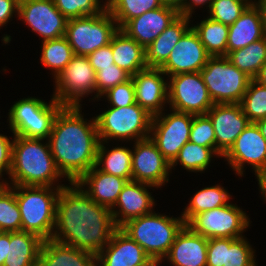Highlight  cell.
Listing matches in <instances>:
<instances>
[{
  "mask_svg": "<svg viewBox=\"0 0 266 266\" xmlns=\"http://www.w3.org/2000/svg\"><path fill=\"white\" fill-rule=\"evenodd\" d=\"M69 184L60 189L52 239L97 255L117 229L111 210L93 201L76 182Z\"/></svg>",
  "mask_w": 266,
  "mask_h": 266,
  "instance_id": "6da1fadb",
  "label": "cell"
},
{
  "mask_svg": "<svg viewBox=\"0 0 266 266\" xmlns=\"http://www.w3.org/2000/svg\"><path fill=\"white\" fill-rule=\"evenodd\" d=\"M80 110L81 106H63L48 138L55 164L70 183L95 166L100 142L95 118L87 122Z\"/></svg>",
  "mask_w": 266,
  "mask_h": 266,
  "instance_id": "7a4b0ae2",
  "label": "cell"
},
{
  "mask_svg": "<svg viewBox=\"0 0 266 266\" xmlns=\"http://www.w3.org/2000/svg\"><path fill=\"white\" fill-rule=\"evenodd\" d=\"M12 148V165L9 186H51L62 174L59 172L51 154L49 142L44 139L27 138L14 135ZM12 184V185H11ZM53 185V186H52Z\"/></svg>",
  "mask_w": 266,
  "mask_h": 266,
  "instance_id": "3957f363",
  "label": "cell"
},
{
  "mask_svg": "<svg viewBox=\"0 0 266 266\" xmlns=\"http://www.w3.org/2000/svg\"><path fill=\"white\" fill-rule=\"evenodd\" d=\"M51 186H15L21 214V231L52 239L56 221V203L64 184ZM54 189V190H53Z\"/></svg>",
  "mask_w": 266,
  "mask_h": 266,
  "instance_id": "277c9868",
  "label": "cell"
},
{
  "mask_svg": "<svg viewBox=\"0 0 266 266\" xmlns=\"http://www.w3.org/2000/svg\"><path fill=\"white\" fill-rule=\"evenodd\" d=\"M185 225L182 216L173 218L152 211L127 221L120 229L160 265Z\"/></svg>",
  "mask_w": 266,
  "mask_h": 266,
  "instance_id": "5b68a950",
  "label": "cell"
},
{
  "mask_svg": "<svg viewBox=\"0 0 266 266\" xmlns=\"http://www.w3.org/2000/svg\"><path fill=\"white\" fill-rule=\"evenodd\" d=\"M152 117L137 103L127 107L111 106L95 117L99 141L134 139L135 142L150 137Z\"/></svg>",
  "mask_w": 266,
  "mask_h": 266,
  "instance_id": "8992f818",
  "label": "cell"
},
{
  "mask_svg": "<svg viewBox=\"0 0 266 266\" xmlns=\"http://www.w3.org/2000/svg\"><path fill=\"white\" fill-rule=\"evenodd\" d=\"M62 107L53 97L49 104L35 97L23 98L10 108L7 119L10 130L13 135L48 140L54 119Z\"/></svg>",
  "mask_w": 266,
  "mask_h": 266,
  "instance_id": "52a82bcc",
  "label": "cell"
},
{
  "mask_svg": "<svg viewBox=\"0 0 266 266\" xmlns=\"http://www.w3.org/2000/svg\"><path fill=\"white\" fill-rule=\"evenodd\" d=\"M200 74L214 104H239L252 80L226 56L210 57Z\"/></svg>",
  "mask_w": 266,
  "mask_h": 266,
  "instance_id": "ba28073f",
  "label": "cell"
},
{
  "mask_svg": "<svg viewBox=\"0 0 266 266\" xmlns=\"http://www.w3.org/2000/svg\"><path fill=\"white\" fill-rule=\"evenodd\" d=\"M118 29L114 17L106 8L99 14L68 19L64 37L74 55L88 56L108 45Z\"/></svg>",
  "mask_w": 266,
  "mask_h": 266,
  "instance_id": "9c48e42d",
  "label": "cell"
},
{
  "mask_svg": "<svg viewBox=\"0 0 266 266\" xmlns=\"http://www.w3.org/2000/svg\"><path fill=\"white\" fill-rule=\"evenodd\" d=\"M250 219L236 204L228 203L222 207L195 215L186 225L206 239L243 237Z\"/></svg>",
  "mask_w": 266,
  "mask_h": 266,
  "instance_id": "30bf717a",
  "label": "cell"
},
{
  "mask_svg": "<svg viewBox=\"0 0 266 266\" xmlns=\"http://www.w3.org/2000/svg\"><path fill=\"white\" fill-rule=\"evenodd\" d=\"M54 82L52 97L63 106H80L81 97L96 92V72L87 56L74 55Z\"/></svg>",
  "mask_w": 266,
  "mask_h": 266,
  "instance_id": "8fae6325",
  "label": "cell"
},
{
  "mask_svg": "<svg viewBox=\"0 0 266 266\" xmlns=\"http://www.w3.org/2000/svg\"><path fill=\"white\" fill-rule=\"evenodd\" d=\"M168 104L171 109L193 115L206 114L214 105L200 72L169 76Z\"/></svg>",
  "mask_w": 266,
  "mask_h": 266,
  "instance_id": "7c38bea8",
  "label": "cell"
},
{
  "mask_svg": "<svg viewBox=\"0 0 266 266\" xmlns=\"http://www.w3.org/2000/svg\"><path fill=\"white\" fill-rule=\"evenodd\" d=\"M170 110L172 112L167 115L162 112L152 117L150 138L171 163L184 144L189 141L194 115Z\"/></svg>",
  "mask_w": 266,
  "mask_h": 266,
  "instance_id": "4fadbf2b",
  "label": "cell"
},
{
  "mask_svg": "<svg viewBox=\"0 0 266 266\" xmlns=\"http://www.w3.org/2000/svg\"><path fill=\"white\" fill-rule=\"evenodd\" d=\"M18 16L43 41L65 35L68 19L56 8L53 0H19Z\"/></svg>",
  "mask_w": 266,
  "mask_h": 266,
  "instance_id": "5bb4252c",
  "label": "cell"
},
{
  "mask_svg": "<svg viewBox=\"0 0 266 266\" xmlns=\"http://www.w3.org/2000/svg\"><path fill=\"white\" fill-rule=\"evenodd\" d=\"M132 150V180L159 188L169 182L170 162L158 150L154 141H135Z\"/></svg>",
  "mask_w": 266,
  "mask_h": 266,
  "instance_id": "9a60e30c",
  "label": "cell"
},
{
  "mask_svg": "<svg viewBox=\"0 0 266 266\" xmlns=\"http://www.w3.org/2000/svg\"><path fill=\"white\" fill-rule=\"evenodd\" d=\"M223 158L240 176L246 163L255 173L266 168V140L256 123L248 124Z\"/></svg>",
  "mask_w": 266,
  "mask_h": 266,
  "instance_id": "2e32d148",
  "label": "cell"
},
{
  "mask_svg": "<svg viewBox=\"0 0 266 266\" xmlns=\"http://www.w3.org/2000/svg\"><path fill=\"white\" fill-rule=\"evenodd\" d=\"M210 57L198 34L190 27L173 47L160 69L168 78L179 73L200 72Z\"/></svg>",
  "mask_w": 266,
  "mask_h": 266,
  "instance_id": "e0dca14e",
  "label": "cell"
},
{
  "mask_svg": "<svg viewBox=\"0 0 266 266\" xmlns=\"http://www.w3.org/2000/svg\"><path fill=\"white\" fill-rule=\"evenodd\" d=\"M212 121L216 138V152L222 158L250 121L240 104H214L206 113Z\"/></svg>",
  "mask_w": 266,
  "mask_h": 266,
  "instance_id": "ac0fdd59",
  "label": "cell"
},
{
  "mask_svg": "<svg viewBox=\"0 0 266 266\" xmlns=\"http://www.w3.org/2000/svg\"><path fill=\"white\" fill-rule=\"evenodd\" d=\"M164 75L160 68L147 67L131 76L136 103L152 116L161 114L168 103V81Z\"/></svg>",
  "mask_w": 266,
  "mask_h": 266,
  "instance_id": "d6986e66",
  "label": "cell"
},
{
  "mask_svg": "<svg viewBox=\"0 0 266 266\" xmlns=\"http://www.w3.org/2000/svg\"><path fill=\"white\" fill-rule=\"evenodd\" d=\"M97 266H158L134 240L117 228L97 254Z\"/></svg>",
  "mask_w": 266,
  "mask_h": 266,
  "instance_id": "ffe728a7",
  "label": "cell"
},
{
  "mask_svg": "<svg viewBox=\"0 0 266 266\" xmlns=\"http://www.w3.org/2000/svg\"><path fill=\"white\" fill-rule=\"evenodd\" d=\"M154 187L138 181H127L118 195L115 205L110 209L114 224L120 228L127 221L149 214L153 211L155 200L146 188ZM119 210L115 209V207ZM115 209V210H114Z\"/></svg>",
  "mask_w": 266,
  "mask_h": 266,
  "instance_id": "44dd1931",
  "label": "cell"
},
{
  "mask_svg": "<svg viewBox=\"0 0 266 266\" xmlns=\"http://www.w3.org/2000/svg\"><path fill=\"white\" fill-rule=\"evenodd\" d=\"M179 16L176 8L162 5L129 20L121 30L147 48Z\"/></svg>",
  "mask_w": 266,
  "mask_h": 266,
  "instance_id": "7402d4cb",
  "label": "cell"
},
{
  "mask_svg": "<svg viewBox=\"0 0 266 266\" xmlns=\"http://www.w3.org/2000/svg\"><path fill=\"white\" fill-rule=\"evenodd\" d=\"M207 246L208 239L185 225L162 261L168 260L173 266H206Z\"/></svg>",
  "mask_w": 266,
  "mask_h": 266,
  "instance_id": "603a6c76",
  "label": "cell"
},
{
  "mask_svg": "<svg viewBox=\"0 0 266 266\" xmlns=\"http://www.w3.org/2000/svg\"><path fill=\"white\" fill-rule=\"evenodd\" d=\"M266 27L260 7L250 4L240 17L229 26L227 39V55L249 44L263 39Z\"/></svg>",
  "mask_w": 266,
  "mask_h": 266,
  "instance_id": "cb8c5ba5",
  "label": "cell"
},
{
  "mask_svg": "<svg viewBox=\"0 0 266 266\" xmlns=\"http://www.w3.org/2000/svg\"><path fill=\"white\" fill-rule=\"evenodd\" d=\"M127 180L100 171L96 166L86 172L76 183L84 189V191L97 204L111 209L122 191Z\"/></svg>",
  "mask_w": 266,
  "mask_h": 266,
  "instance_id": "d4e9b609",
  "label": "cell"
},
{
  "mask_svg": "<svg viewBox=\"0 0 266 266\" xmlns=\"http://www.w3.org/2000/svg\"><path fill=\"white\" fill-rule=\"evenodd\" d=\"M37 266H97V255L54 239L43 240Z\"/></svg>",
  "mask_w": 266,
  "mask_h": 266,
  "instance_id": "484cf974",
  "label": "cell"
},
{
  "mask_svg": "<svg viewBox=\"0 0 266 266\" xmlns=\"http://www.w3.org/2000/svg\"><path fill=\"white\" fill-rule=\"evenodd\" d=\"M191 17L179 15L170 25L145 48V62L148 67L160 68L169 58L173 47L190 28Z\"/></svg>",
  "mask_w": 266,
  "mask_h": 266,
  "instance_id": "4316f807",
  "label": "cell"
},
{
  "mask_svg": "<svg viewBox=\"0 0 266 266\" xmlns=\"http://www.w3.org/2000/svg\"><path fill=\"white\" fill-rule=\"evenodd\" d=\"M110 44L114 64L130 76L148 67L145 62V49L120 28L112 36Z\"/></svg>",
  "mask_w": 266,
  "mask_h": 266,
  "instance_id": "83f0119b",
  "label": "cell"
},
{
  "mask_svg": "<svg viewBox=\"0 0 266 266\" xmlns=\"http://www.w3.org/2000/svg\"><path fill=\"white\" fill-rule=\"evenodd\" d=\"M43 240L36 234L10 232L7 257L3 266H37Z\"/></svg>",
  "mask_w": 266,
  "mask_h": 266,
  "instance_id": "f1b7e54d",
  "label": "cell"
},
{
  "mask_svg": "<svg viewBox=\"0 0 266 266\" xmlns=\"http://www.w3.org/2000/svg\"><path fill=\"white\" fill-rule=\"evenodd\" d=\"M104 145V141H100L98 144L95 166L102 172L131 181L132 150L125 146H116L109 150Z\"/></svg>",
  "mask_w": 266,
  "mask_h": 266,
  "instance_id": "f546056e",
  "label": "cell"
},
{
  "mask_svg": "<svg viewBox=\"0 0 266 266\" xmlns=\"http://www.w3.org/2000/svg\"><path fill=\"white\" fill-rule=\"evenodd\" d=\"M191 27L198 34L200 42L211 57L227 56L228 25L207 17Z\"/></svg>",
  "mask_w": 266,
  "mask_h": 266,
  "instance_id": "4dcf8cb0",
  "label": "cell"
},
{
  "mask_svg": "<svg viewBox=\"0 0 266 266\" xmlns=\"http://www.w3.org/2000/svg\"><path fill=\"white\" fill-rule=\"evenodd\" d=\"M230 198V193L218 184L205 187L194 194L181 216L187 224L195 215L201 212L227 205Z\"/></svg>",
  "mask_w": 266,
  "mask_h": 266,
  "instance_id": "1f68e13d",
  "label": "cell"
},
{
  "mask_svg": "<svg viewBox=\"0 0 266 266\" xmlns=\"http://www.w3.org/2000/svg\"><path fill=\"white\" fill-rule=\"evenodd\" d=\"M226 57L253 79L266 62V36L246 47L230 52Z\"/></svg>",
  "mask_w": 266,
  "mask_h": 266,
  "instance_id": "d6a6232c",
  "label": "cell"
},
{
  "mask_svg": "<svg viewBox=\"0 0 266 266\" xmlns=\"http://www.w3.org/2000/svg\"><path fill=\"white\" fill-rule=\"evenodd\" d=\"M161 0H106V8L114 17L118 28L143 13L161 7Z\"/></svg>",
  "mask_w": 266,
  "mask_h": 266,
  "instance_id": "836d02e7",
  "label": "cell"
},
{
  "mask_svg": "<svg viewBox=\"0 0 266 266\" xmlns=\"http://www.w3.org/2000/svg\"><path fill=\"white\" fill-rule=\"evenodd\" d=\"M213 156L220 157L213 148L203 147L188 141L170 163V168L172 169L180 163L183 169L185 168L187 171L204 172L211 163Z\"/></svg>",
  "mask_w": 266,
  "mask_h": 266,
  "instance_id": "e575fe53",
  "label": "cell"
},
{
  "mask_svg": "<svg viewBox=\"0 0 266 266\" xmlns=\"http://www.w3.org/2000/svg\"><path fill=\"white\" fill-rule=\"evenodd\" d=\"M41 47L40 60L43 66L52 69L55 79L74 56L72 47L65 37L42 41Z\"/></svg>",
  "mask_w": 266,
  "mask_h": 266,
  "instance_id": "d590c367",
  "label": "cell"
},
{
  "mask_svg": "<svg viewBox=\"0 0 266 266\" xmlns=\"http://www.w3.org/2000/svg\"><path fill=\"white\" fill-rule=\"evenodd\" d=\"M0 230L21 231V214L16 201L15 186L0 182Z\"/></svg>",
  "mask_w": 266,
  "mask_h": 266,
  "instance_id": "8d00e7d4",
  "label": "cell"
},
{
  "mask_svg": "<svg viewBox=\"0 0 266 266\" xmlns=\"http://www.w3.org/2000/svg\"><path fill=\"white\" fill-rule=\"evenodd\" d=\"M243 113L250 123H256L266 118V87L261 86L253 79L239 103Z\"/></svg>",
  "mask_w": 266,
  "mask_h": 266,
  "instance_id": "74e56055",
  "label": "cell"
},
{
  "mask_svg": "<svg viewBox=\"0 0 266 266\" xmlns=\"http://www.w3.org/2000/svg\"><path fill=\"white\" fill-rule=\"evenodd\" d=\"M250 5L246 0H213L208 16L224 25H232Z\"/></svg>",
  "mask_w": 266,
  "mask_h": 266,
  "instance_id": "f35d334b",
  "label": "cell"
},
{
  "mask_svg": "<svg viewBox=\"0 0 266 266\" xmlns=\"http://www.w3.org/2000/svg\"><path fill=\"white\" fill-rule=\"evenodd\" d=\"M56 8L67 18L95 15L106 9L100 0H53Z\"/></svg>",
  "mask_w": 266,
  "mask_h": 266,
  "instance_id": "ab89813d",
  "label": "cell"
},
{
  "mask_svg": "<svg viewBox=\"0 0 266 266\" xmlns=\"http://www.w3.org/2000/svg\"><path fill=\"white\" fill-rule=\"evenodd\" d=\"M246 238H229V248H226L225 264L223 266H257L255 250ZM255 259V260H254Z\"/></svg>",
  "mask_w": 266,
  "mask_h": 266,
  "instance_id": "60d3db41",
  "label": "cell"
},
{
  "mask_svg": "<svg viewBox=\"0 0 266 266\" xmlns=\"http://www.w3.org/2000/svg\"><path fill=\"white\" fill-rule=\"evenodd\" d=\"M189 141L216 151L214 127L207 114L193 116Z\"/></svg>",
  "mask_w": 266,
  "mask_h": 266,
  "instance_id": "b9f144b4",
  "label": "cell"
},
{
  "mask_svg": "<svg viewBox=\"0 0 266 266\" xmlns=\"http://www.w3.org/2000/svg\"><path fill=\"white\" fill-rule=\"evenodd\" d=\"M130 78L131 76L116 64H113L111 67L100 68L96 72V95L94 98H101L106 91L126 82Z\"/></svg>",
  "mask_w": 266,
  "mask_h": 266,
  "instance_id": "7bdbcfd3",
  "label": "cell"
},
{
  "mask_svg": "<svg viewBox=\"0 0 266 266\" xmlns=\"http://www.w3.org/2000/svg\"><path fill=\"white\" fill-rule=\"evenodd\" d=\"M102 96L107 97L108 103L110 102L112 107H127L136 103L132 78L122 84L112 87Z\"/></svg>",
  "mask_w": 266,
  "mask_h": 266,
  "instance_id": "ee69618b",
  "label": "cell"
},
{
  "mask_svg": "<svg viewBox=\"0 0 266 266\" xmlns=\"http://www.w3.org/2000/svg\"><path fill=\"white\" fill-rule=\"evenodd\" d=\"M226 248H229V238L208 239L206 266H223Z\"/></svg>",
  "mask_w": 266,
  "mask_h": 266,
  "instance_id": "f6af8a7d",
  "label": "cell"
},
{
  "mask_svg": "<svg viewBox=\"0 0 266 266\" xmlns=\"http://www.w3.org/2000/svg\"><path fill=\"white\" fill-rule=\"evenodd\" d=\"M87 58L95 72L99 71L100 68L111 67L114 64L111 44L100 47L88 55Z\"/></svg>",
  "mask_w": 266,
  "mask_h": 266,
  "instance_id": "bcb514c9",
  "label": "cell"
},
{
  "mask_svg": "<svg viewBox=\"0 0 266 266\" xmlns=\"http://www.w3.org/2000/svg\"><path fill=\"white\" fill-rule=\"evenodd\" d=\"M12 148L13 140H10L8 136L0 134V180L3 176V172L10 174L12 165Z\"/></svg>",
  "mask_w": 266,
  "mask_h": 266,
  "instance_id": "7dc6e473",
  "label": "cell"
},
{
  "mask_svg": "<svg viewBox=\"0 0 266 266\" xmlns=\"http://www.w3.org/2000/svg\"><path fill=\"white\" fill-rule=\"evenodd\" d=\"M19 0H0V29L10 22L14 13L18 15Z\"/></svg>",
  "mask_w": 266,
  "mask_h": 266,
  "instance_id": "c3c4849f",
  "label": "cell"
},
{
  "mask_svg": "<svg viewBox=\"0 0 266 266\" xmlns=\"http://www.w3.org/2000/svg\"><path fill=\"white\" fill-rule=\"evenodd\" d=\"M213 0H185L182 7L178 10L179 15H184L186 17H192V12L194 8L197 6H203L206 3L208 4L207 7L210 8L211 3Z\"/></svg>",
  "mask_w": 266,
  "mask_h": 266,
  "instance_id": "681fc988",
  "label": "cell"
},
{
  "mask_svg": "<svg viewBox=\"0 0 266 266\" xmlns=\"http://www.w3.org/2000/svg\"><path fill=\"white\" fill-rule=\"evenodd\" d=\"M8 244H10V232H1L0 234V266L4 265L7 257Z\"/></svg>",
  "mask_w": 266,
  "mask_h": 266,
  "instance_id": "f907efd6",
  "label": "cell"
},
{
  "mask_svg": "<svg viewBox=\"0 0 266 266\" xmlns=\"http://www.w3.org/2000/svg\"><path fill=\"white\" fill-rule=\"evenodd\" d=\"M262 197L266 200V168L255 173Z\"/></svg>",
  "mask_w": 266,
  "mask_h": 266,
  "instance_id": "816d5d0a",
  "label": "cell"
},
{
  "mask_svg": "<svg viewBox=\"0 0 266 266\" xmlns=\"http://www.w3.org/2000/svg\"><path fill=\"white\" fill-rule=\"evenodd\" d=\"M261 86L266 87V62L261 66L258 74L253 78Z\"/></svg>",
  "mask_w": 266,
  "mask_h": 266,
  "instance_id": "f5cc1de1",
  "label": "cell"
},
{
  "mask_svg": "<svg viewBox=\"0 0 266 266\" xmlns=\"http://www.w3.org/2000/svg\"><path fill=\"white\" fill-rule=\"evenodd\" d=\"M185 0H161L164 5L171 6L179 10Z\"/></svg>",
  "mask_w": 266,
  "mask_h": 266,
  "instance_id": "db71d44e",
  "label": "cell"
},
{
  "mask_svg": "<svg viewBox=\"0 0 266 266\" xmlns=\"http://www.w3.org/2000/svg\"><path fill=\"white\" fill-rule=\"evenodd\" d=\"M256 4L260 7L261 12H262V17L265 23L266 27V0H258L256 1Z\"/></svg>",
  "mask_w": 266,
  "mask_h": 266,
  "instance_id": "11a10c76",
  "label": "cell"
},
{
  "mask_svg": "<svg viewBox=\"0 0 266 266\" xmlns=\"http://www.w3.org/2000/svg\"><path fill=\"white\" fill-rule=\"evenodd\" d=\"M257 126L259 127L262 136L265 138L266 140V118L259 120L256 122Z\"/></svg>",
  "mask_w": 266,
  "mask_h": 266,
  "instance_id": "9f6ffc18",
  "label": "cell"
},
{
  "mask_svg": "<svg viewBox=\"0 0 266 266\" xmlns=\"http://www.w3.org/2000/svg\"><path fill=\"white\" fill-rule=\"evenodd\" d=\"M247 2H249L250 4H254L255 3V1L253 2L252 0H246Z\"/></svg>",
  "mask_w": 266,
  "mask_h": 266,
  "instance_id": "6f0895ef",
  "label": "cell"
}]
</instances>
